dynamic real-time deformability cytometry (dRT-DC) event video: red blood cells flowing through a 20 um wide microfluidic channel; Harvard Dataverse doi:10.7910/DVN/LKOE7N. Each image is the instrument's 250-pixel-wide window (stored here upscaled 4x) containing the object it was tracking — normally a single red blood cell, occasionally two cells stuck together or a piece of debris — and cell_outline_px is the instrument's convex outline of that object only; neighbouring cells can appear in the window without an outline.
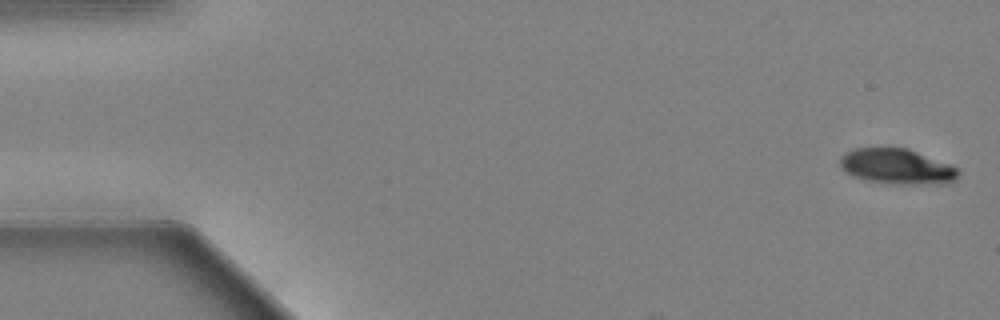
{"species": "Egyptian fruit bat (a non-hibernating species)", "species_latin": "Rousettus aegyptiacus", "temperature_condition": "warm", "stored_images_in_passage": 16, "camera_frame_rate_fps": 3000, "um_per_image_px": 0.085, "animal": {"sex": "female"}, "frame": {"image": 1, "passage_image": 1, "time_ms": 0.0, "image_size_px": [1000, 320], "cell_outline_px": [[960, 176], [956, 180], [948, 184], [900, 184], [864, 180], [852, 176], [844, 172], [840, 168], [840, 156], [844, 152], [856, 148], [908, 148], [948, 164], [956, 168], [960, 172]], "centroid_in_image_um": [76.22, 14.16], "position_along_channel_um": 8.8, "area_um2": 24.57}}
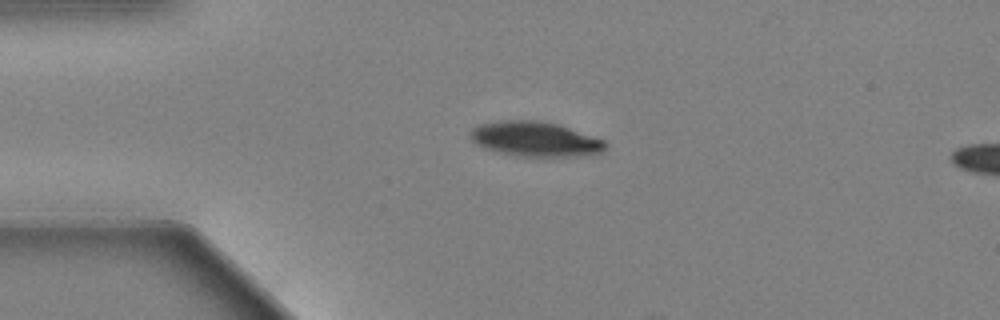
{"frame": {"image": 2, "passage_image": 13, "time_ms": 4.0, "image_size_px": [1000, 320], "cell_outline_px": [[608, 144], [604, 152], [576, 156], [520, 156], [496, 152], [484, 148], [476, 144], [468, 136], [468, 132], [476, 124], [500, 120], [544, 120], [560, 124], [604, 140]], "centroid_in_image_um": [45.45, 11.8], "position_along_channel_um": 39.5, "area_um2": 27.92}}